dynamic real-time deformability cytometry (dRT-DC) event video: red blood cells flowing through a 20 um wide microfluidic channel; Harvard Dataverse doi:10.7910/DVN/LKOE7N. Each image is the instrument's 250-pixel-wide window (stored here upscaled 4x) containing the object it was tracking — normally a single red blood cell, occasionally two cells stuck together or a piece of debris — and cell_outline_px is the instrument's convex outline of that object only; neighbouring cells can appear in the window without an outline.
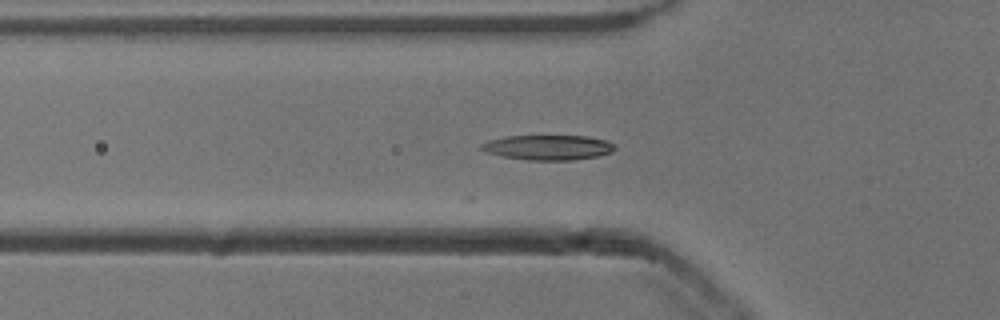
{"species": "common noctule bat (a hibernating species)", "species_latin": "Nyctalus noctula", "temperature_condition": "cold", "stored_images_in_passage": 31, "camera_frame_rate_fps": 3000, "um_per_image_px": 0.085, "animal": {"sex": "male", "body_mass_g": 13.3}, "frame": {"image": 1, "passage_image": 3, "time_ms": 0.667, "image_size_px": [1000, 320], "cell_outline_px": [[616, 148], [612, 152], [596, 156], [572, 160], [528, 160], [504, 156], [484, 152], [480, 148], [480, 144], [488, 140], [508, 136], [588, 136], [604, 140], [616, 144]], "centroid_in_image_um": [46.58, 12.53], "position_along_channel_um": 79.2, "area_um2": 19.36}}
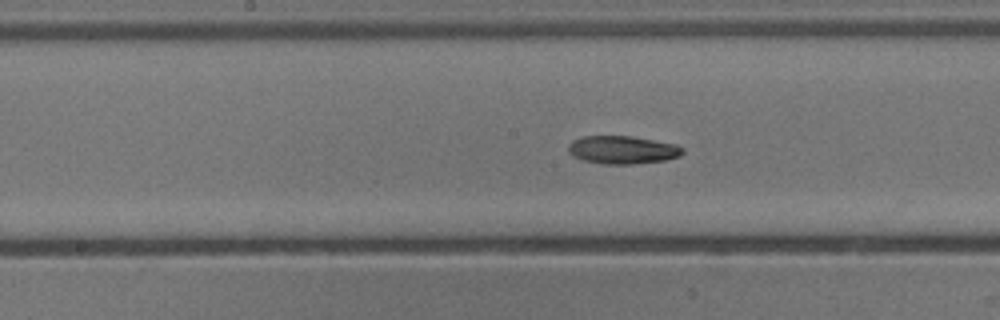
{"frame": {"image": 2, "passage_image": 12, "time_ms": 3.667, "image_size_px": [1000, 320], "cell_outline_px": [[684, 152], [680, 156], [664, 160], [632, 164], [604, 164], [584, 160], [572, 156], [568, 152], [568, 144], [572, 140], [584, 136], [632, 136], [676, 144], [684, 148]], "centroid_in_image_um": [52.9, 12.73], "position_along_channel_um": 195.3, "area_um2": 18.73}}
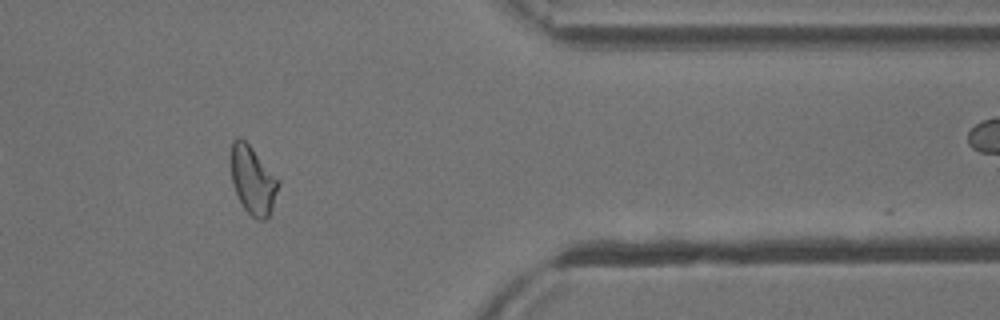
{"frame": {"image": 3, "passage_image": 29, "time_ms": 9.333, "image_size_px": [1000, 320], "cell_outline_px": [[280, 184], [272, 208], [268, 216], [264, 220], [256, 220], [244, 208], [232, 184], [228, 160], [232, 140], [236, 136], [240, 136], [252, 148], [280, 180]], "centroid_in_image_um": [21.45, 15.26], "position_along_channel_um": 390.0, "area_um2": 19.25}}